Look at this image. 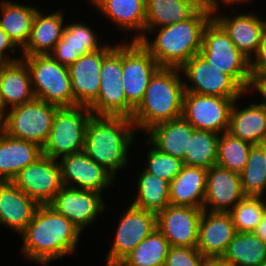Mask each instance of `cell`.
<instances>
[{
	"instance_id": "obj_1",
	"label": "cell",
	"mask_w": 266,
	"mask_h": 266,
	"mask_svg": "<svg viewBox=\"0 0 266 266\" xmlns=\"http://www.w3.org/2000/svg\"><path fill=\"white\" fill-rule=\"evenodd\" d=\"M80 230L48 205H39L31 222L19 235L25 260L41 266L62 259L77 250Z\"/></svg>"
},
{
	"instance_id": "obj_2",
	"label": "cell",
	"mask_w": 266,
	"mask_h": 266,
	"mask_svg": "<svg viewBox=\"0 0 266 266\" xmlns=\"http://www.w3.org/2000/svg\"><path fill=\"white\" fill-rule=\"evenodd\" d=\"M136 137L130 118L91 115L86 127L84 152L117 178L118 170L124 171L131 163L128 152Z\"/></svg>"
},
{
	"instance_id": "obj_3",
	"label": "cell",
	"mask_w": 266,
	"mask_h": 266,
	"mask_svg": "<svg viewBox=\"0 0 266 266\" xmlns=\"http://www.w3.org/2000/svg\"><path fill=\"white\" fill-rule=\"evenodd\" d=\"M211 19L212 14L200 8L185 21L152 29L140 43L160 67L181 68L199 54L204 28Z\"/></svg>"
},
{
	"instance_id": "obj_4",
	"label": "cell",
	"mask_w": 266,
	"mask_h": 266,
	"mask_svg": "<svg viewBox=\"0 0 266 266\" xmlns=\"http://www.w3.org/2000/svg\"><path fill=\"white\" fill-rule=\"evenodd\" d=\"M181 76L180 68L161 67L151 78L131 117L138 134V131L145 134L156 124L182 117L185 87Z\"/></svg>"
},
{
	"instance_id": "obj_5",
	"label": "cell",
	"mask_w": 266,
	"mask_h": 266,
	"mask_svg": "<svg viewBox=\"0 0 266 266\" xmlns=\"http://www.w3.org/2000/svg\"><path fill=\"white\" fill-rule=\"evenodd\" d=\"M199 54L210 66L229 75L245 92L253 87L250 60L231 41L224 29L212 18L205 26Z\"/></svg>"
},
{
	"instance_id": "obj_6",
	"label": "cell",
	"mask_w": 266,
	"mask_h": 266,
	"mask_svg": "<svg viewBox=\"0 0 266 266\" xmlns=\"http://www.w3.org/2000/svg\"><path fill=\"white\" fill-rule=\"evenodd\" d=\"M27 65L36 99L58 107H74L68 66L60 64L50 54L22 56Z\"/></svg>"
},
{
	"instance_id": "obj_7",
	"label": "cell",
	"mask_w": 266,
	"mask_h": 266,
	"mask_svg": "<svg viewBox=\"0 0 266 266\" xmlns=\"http://www.w3.org/2000/svg\"><path fill=\"white\" fill-rule=\"evenodd\" d=\"M92 112L87 106L61 107L56 111L42 155L53 160L84 151L86 127Z\"/></svg>"
},
{
	"instance_id": "obj_8",
	"label": "cell",
	"mask_w": 266,
	"mask_h": 266,
	"mask_svg": "<svg viewBox=\"0 0 266 266\" xmlns=\"http://www.w3.org/2000/svg\"><path fill=\"white\" fill-rule=\"evenodd\" d=\"M123 39L122 85L126 94V117L131 119L134 109L144 97L151 78L161 67L139 41Z\"/></svg>"
},
{
	"instance_id": "obj_9",
	"label": "cell",
	"mask_w": 266,
	"mask_h": 266,
	"mask_svg": "<svg viewBox=\"0 0 266 266\" xmlns=\"http://www.w3.org/2000/svg\"><path fill=\"white\" fill-rule=\"evenodd\" d=\"M59 108L36 98L10 108L4 117V132L13 138L32 141L42 147L48 139Z\"/></svg>"
},
{
	"instance_id": "obj_10",
	"label": "cell",
	"mask_w": 266,
	"mask_h": 266,
	"mask_svg": "<svg viewBox=\"0 0 266 266\" xmlns=\"http://www.w3.org/2000/svg\"><path fill=\"white\" fill-rule=\"evenodd\" d=\"M119 42L103 58L99 93L88 107L92 115L126 117V94L122 85V41Z\"/></svg>"
},
{
	"instance_id": "obj_11",
	"label": "cell",
	"mask_w": 266,
	"mask_h": 266,
	"mask_svg": "<svg viewBox=\"0 0 266 266\" xmlns=\"http://www.w3.org/2000/svg\"><path fill=\"white\" fill-rule=\"evenodd\" d=\"M128 205L118 219L114 241L105 255V265L121 263L156 228V213Z\"/></svg>"
},
{
	"instance_id": "obj_12",
	"label": "cell",
	"mask_w": 266,
	"mask_h": 266,
	"mask_svg": "<svg viewBox=\"0 0 266 266\" xmlns=\"http://www.w3.org/2000/svg\"><path fill=\"white\" fill-rule=\"evenodd\" d=\"M236 99L186 92L182 117L196 130L222 134L228 131L230 113Z\"/></svg>"
},
{
	"instance_id": "obj_13",
	"label": "cell",
	"mask_w": 266,
	"mask_h": 266,
	"mask_svg": "<svg viewBox=\"0 0 266 266\" xmlns=\"http://www.w3.org/2000/svg\"><path fill=\"white\" fill-rule=\"evenodd\" d=\"M186 92L225 98H240L245 91L227 74L210 66L196 54L181 68Z\"/></svg>"
},
{
	"instance_id": "obj_14",
	"label": "cell",
	"mask_w": 266,
	"mask_h": 266,
	"mask_svg": "<svg viewBox=\"0 0 266 266\" xmlns=\"http://www.w3.org/2000/svg\"><path fill=\"white\" fill-rule=\"evenodd\" d=\"M105 203L101 193L63 186L48 206L65 216L83 233L106 210Z\"/></svg>"
},
{
	"instance_id": "obj_15",
	"label": "cell",
	"mask_w": 266,
	"mask_h": 266,
	"mask_svg": "<svg viewBox=\"0 0 266 266\" xmlns=\"http://www.w3.org/2000/svg\"><path fill=\"white\" fill-rule=\"evenodd\" d=\"M12 182L38 205H48L63 187L58 160L46 156L26 166Z\"/></svg>"
},
{
	"instance_id": "obj_16",
	"label": "cell",
	"mask_w": 266,
	"mask_h": 266,
	"mask_svg": "<svg viewBox=\"0 0 266 266\" xmlns=\"http://www.w3.org/2000/svg\"><path fill=\"white\" fill-rule=\"evenodd\" d=\"M63 186L104 193L117 180L104 167L93 161L84 151L58 160Z\"/></svg>"
},
{
	"instance_id": "obj_17",
	"label": "cell",
	"mask_w": 266,
	"mask_h": 266,
	"mask_svg": "<svg viewBox=\"0 0 266 266\" xmlns=\"http://www.w3.org/2000/svg\"><path fill=\"white\" fill-rule=\"evenodd\" d=\"M230 11L232 13L228 12L227 15L217 12L212 18L224 29L237 49L251 61L261 43L266 19L254 10L239 13V10L233 8Z\"/></svg>"
},
{
	"instance_id": "obj_18",
	"label": "cell",
	"mask_w": 266,
	"mask_h": 266,
	"mask_svg": "<svg viewBox=\"0 0 266 266\" xmlns=\"http://www.w3.org/2000/svg\"><path fill=\"white\" fill-rule=\"evenodd\" d=\"M203 209L168 205L156 214V228L170 246L197 247L199 222Z\"/></svg>"
},
{
	"instance_id": "obj_19",
	"label": "cell",
	"mask_w": 266,
	"mask_h": 266,
	"mask_svg": "<svg viewBox=\"0 0 266 266\" xmlns=\"http://www.w3.org/2000/svg\"><path fill=\"white\" fill-rule=\"evenodd\" d=\"M107 43L102 49L79 57L68 66L74 106L89 107L96 99L100 87V70L103 58L115 47Z\"/></svg>"
},
{
	"instance_id": "obj_20",
	"label": "cell",
	"mask_w": 266,
	"mask_h": 266,
	"mask_svg": "<svg viewBox=\"0 0 266 266\" xmlns=\"http://www.w3.org/2000/svg\"><path fill=\"white\" fill-rule=\"evenodd\" d=\"M245 196L240 174L218 165L208 169L203 210L229 212Z\"/></svg>"
},
{
	"instance_id": "obj_21",
	"label": "cell",
	"mask_w": 266,
	"mask_h": 266,
	"mask_svg": "<svg viewBox=\"0 0 266 266\" xmlns=\"http://www.w3.org/2000/svg\"><path fill=\"white\" fill-rule=\"evenodd\" d=\"M91 7L97 9L100 16L113 22L126 34L132 33L130 41H141L144 38L146 22V0H87Z\"/></svg>"
},
{
	"instance_id": "obj_22",
	"label": "cell",
	"mask_w": 266,
	"mask_h": 266,
	"mask_svg": "<svg viewBox=\"0 0 266 266\" xmlns=\"http://www.w3.org/2000/svg\"><path fill=\"white\" fill-rule=\"evenodd\" d=\"M66 23L62 38L50 53L60 64L69 66L79 57L100 50L107 44L99 40L98 32L96 33L88 23L82 21Z\"/></svg>"
},
{
	"instance_id": "obj_23",
	"label": "cell",
	"mask_w": 266,
	"mask_h": 266,
	"mask_svg": "<svg viewBox=\"0 0 266 266\" xmlns=\"http://www.w3.org/2000/svg\"><path fill=\"white\" fill-rule=\"evenodd\" d=\"M236 233L229 212L203 210L196 248L203 256L222 257Z\"/></svg>"
},
{
	"instance_id": "obj_24",
	"label": "cell",
	"mask_w": 266,
	"mask_h": 266,
	"mask_svg": "<svg viewBox=\"0 0 266 266\" xmlns=\"http://www.w3.org/2000/svg\"><path fill=\"white\" fill-rule=\"evenodd\" d=\"M252 91L245 92L236 99L230 113L228 132L251 144L266 143V105L260 100L242 105L239 102L243 96H250ZM238 103V104H237ZM242 107V108H241Z\"/></svg>"
},
{
	"instance_id": "obj_25",
	"label": "cell",
	"mask_w": 266,
	"mask_h": 266,
	"mask_svg": "<svg viewBox=\"0 0 266 266\" xmlns=\"http://www.w3.org/2000/svg\"><path fill=\"white\" fill-rule=\"evenodd\" d=\"M39 205L12 181L0 182V225L20 235Z\"/></svg>"
},
{
	"instance_id": "obj_26",
	"label": "cell",
	"mask_w": 266,
	"mask_h": 266,
	"mask_svg": "<svg viewBox=\"0 0 266 266\" xmlns=\"http://www.w3.org/2000/svg\"><path fill=\"white\" fill-rule=\"evenodd\" d=\"M63 9L42 13L44 9H38L32 23L31 35L21 56L50 54L57 42L62 38L65 29ZM65 23V24H64Z\"/></svg>"
},
{
	"instance_id": "obj_27",
	"label": "cell",
	"mask_w": 266,
	"mask_h": 266,
	"mask_svg": "<svg viewBox=\"0 0 266 266\" xmlns=\"http://www.w3.org/2000/svg\"><path fill=\"white\" fill-rule=\"evenodd\" d=\"M42 147L32 141L0 134V182L13 181L21 170L37 161Z\"/></svg>"
},
{
	"instance_id": "obj_28",
	"label": "cell",
	"mask_w": 266,
	"mask_h": 266,
	"mask_svg": "<svg viewBox=\"0 0 266 266\" xmlns=\"http://www.w3.org/2000/svg\"><path fill=\"white\" fill-rule=\"evenodd\" d=\"M208 169L183 165L170 182V205L203 209Z\"/></svg>"
},
{
	"instance_id": "obj_29",
	"label": "cell",
	"mask_w": 266,
	"mask_h": 266,
	"mask_svg": "<svg viewBox=\"0 0 266 266\" xmlns=\"http://www.w3.org/2000/svg\"><path fill=\"white\" fill-rule=\"evenodd\" d=\"M0 92L7 111L35 99L30 72L22 59L0 64Z\"/></svg>"
},
{
	"instance_id": "obj_30",
	"label": "cell",
	"mask_w": 266,
	"mask_h": 266,
	"mask_svg": "<svg viewBox=\"0 0 266 266\" xmlns=\"http://www.w3.org/2000/svg\"><path fill=\"white\" fill-rule=\"evenodd\" d=\"M196 129L183 117L156 124L145 134L155 148L164 154L184 159L189 140Z\"/></svg>"
},
{
	"instance_id": "obj_31",
	"label": "cell",
	"mask_w": 266,
	"mask_h": 266,
	"mask_svg": "<svg viewBox=\"0 0 266 266\" xmlns=\"http://www.w3.org/2000/svg\"><path fill=\"white\" fill-rule=\"evenodd\" d=\"M0 27L21 52L29 41L34 16L40 7L0 0Z\"/></svg>"
},
{
	"instance_id": "obj_32",
	"label": "cell",
	"mask_w": 266,
	"mask_h": 266,
	"mask_svg": "<svg viewBox=\"0 0 266 266\" xmlns=\"http://www.w3.org/2000/svg\"><path fill=\"white\" fill-rule=\"evenodd\" d=\"M199 9L191 0H146L144 37L152 29L191 18Z\"/></svg>"
},
{
	"instance_id": "obj_33",
	"label": "cell",
	"mask_w": 266,
	"mask_h": 266,
	"mask_svg": "<svg viewBox=\"0 0 266 266\" xmlns=\"http://www.w3.org/2000/svg\"><path fill=\"white\" fill-rule=\"evenodd\" d=\"M222 258L229 266H262L266 264V243L253 232H237Z\"/></svg>"
},
{
	"instance_id": "obj_34",
	"label": "cell",
	"mask_w": 266,
	"mask_h": 266,
	"mask_svg": "<svg viewBox=\"0 0 266 266\" xmlns=\"http://www.w3.org/2000/svg\"><path fill=\"white\" fill-rule=\"evenodd\" d=\"M138 174L135 183L137 185L135 186L136 196H133L134 201L130 204L157 214L170 204V182L148 173L144 168Z\"/></svg>"
},
{
	"instance_id": "obj_35",
	"label": "cell",
	"mask_w": 266,
	"mask_h": 266,
	"mask_svg": "<svg viewBox=\"0 0 266 266\" xmlns=\"http://www.w3.org/2000/svg\"><path fill=\"white\" fill-rule=\"evenodd\" d=\"M170 245L155 228L121 262L124 266H164Z\"/></svg>"
},
{
	"instance_id": "obj_36",
	"label": "cell",
	"mask_w": 266,
	"mask_h": 266,
	"mask_svg": "<svg viewBox=\"0 0 266 266\" xmlns=\"http://www.w3.org/2000/svg\"><path fill=\"white\" fill-rule=\"evenodd\" d=\"M240 178L246 196L266 197V143L252 145Z\"/></svg>"
},
{
	"instance_id": "obj_37",
	"label": "cell",
	"mask_w": 266,
	"mask_h": 266,
	"mask_svg": "<svg viewBox=\"0 0 266 266\" xmlns=\"http://www.w3.org/2000/svg\"><path fill=\"white\" fill-rule=\"evenodd\" d=\"M219 134L195 130L185 151L184 165L209 169L217 163Z\"/></svg>"
},
{
	"instance_id": "obj_38",
	"label": "cell",
	"mask_w": 266,
	"mask_h": 266,
	"mask_svg": "<svg viewBox=\"0 0 266 266\" xmlns=\"http://www.w3.org/2000/svg\"><path fill=\"white\" fill-rule=\"evenodd\" d=\"M252 145L228 131L223 132L219 135L216 165L240 174L247 164Z\"/></svg>"
},
{
	"instance_id": "obj_39",
	"label": "cell",
	"mask_w": 266,
	"mask_h": 266,
	"mask_svg": "<svg viewBox=\"0 0 266 266\" xmlns=\"http://www.w3.org/2000/svg\"><path fill=\"white\" fill-rule=\"evenodd\" d=\"M229 213L236 232H254L266 213V197L245 196Z\"/></svg>"
},
{
	"instance_id": "obj_40",
	"label": "cell",
	"mask_w": 266,
	"mask_h": 266,
	"mask_svg": "<svg viewBox=\"0 0 266 266\" xmlns=\"http://www.w3.org/2000/svg\"><path fill=\"white\" fill-rule=\"evenodd\" d=\"M148 152H146V166L144 169L161 179L171 182L181 171L183 161L179 158L160 152L147 139L145 141ZM151 148V149H150Z\"/></svg>"
},
{
	"instance_id": "obj_41",
	"label": "cell",
	"mask_w": 266,
	"mask_h": 266,
	"mask_svg": "<svg viewBox=\"0 0 266 266\" xmlns=\"http://www.w3.org/2000/svg\"><path fill=\"white\" fill-rule=\"evenodd\" d=\"M203 258L196 247L170 246L164 266H200Z\"/></svg>"
},
{
	"instance_id": "obj_42",
	"label": "cell",
	"mask_w": 266,
	"mask_h": 266,
	"mask_svg": "<svg viewBox=\"0 0 266 266\" xmlns=\"http://www.w3.org/2000/svg\"><path fill=\"white\" fill-rule=\"evenodd\" d=\"M250 72L253 83L258 78L266 76V29L263 32L258 51L250 61Z\"/></svg>"
},
{
	"instance_id": "obj_43",
	"label": "cell",
	"mask_w": 266,
	"mask_h": 266,
	"mask_svg": "<svg viewBox=\"0 0 266 266\" xmlns=\"http://www.w3.org/2000/svg\"><path fill=\"white\" fill-rule=\"evenodd\" d=\"M16 52H18V48L10 40L7 33L0 27V64L12 63L20 60L22 56H16Z\"/></svg>"
},
{
	"instance_id": "obj_44",
	"label": "cell",
	"mask_w": 266,
	"mask_h": 266,
	"mask_svg": "<svg viewBox=\"0 0 266 266\" xmlns=\"http://www.w3.org/2000/svg\"><path fill=\"white\" fill-rule=\"evenodd\" d=\"M254 1V0H252ZM244 3V6L245 4H248V3H251V0H209L208 2V11L213 15L217 12H221L222 11V6L223 8L225 6H229L228 9L231 7V9H233L232 7L233 6H238V5H241ZM222 4V6H221ZM221 8V9H220ZM221 10V11H219Z\"/></svg>"
},
{
	"instance_id": "obj_45",
	"label": "cell",
	"mask_w": 266,
	"mask_h": 266,
	"mask_svg": "<svg viewBox=\"0 0 266 266\" xmlns=\"http://www.w3.org/2000/svg\"><path fill=\"white\" fill-rule=\"evenodd\" d=\"M251 91L254 92L253 94H258L261 97L260 100L266 105V77L258 78Z\"/></svg>"
},
{
	"instance_id": "obj_46",
	"label": "cell",
	"mask_w": 266,
	"mask_h": 266,
	"mask_svg": "<svg viewBox=\"0 0 266 266\" xmlns=\"http://www.w3.org/2000/svg\"><path fill=\"white\" fill-rule=\"evenodd\" d=\"M200 266H229L222 257L204 256Z\"/></svg>"
},
{
	"instance_id": "obj_47",
	"label": "cell",
	"mask_w": 266,
	"mask_h": 266,
	"mask_svg": "<svg viewBox=\"0 0 266 266\" xmlns=\"http://www.w3.org/2000/svg\"><path fill=\"white\" fill-rule=\"evenodd\" d=\"M253 233L266 243V213Z\"/></svg>"
},
{
	"instance_id": "obj_48",
	"label": "cell",
	"mask_w": 266,
	"mask_h": 266,
	"mask_svg": "<svg viewBox=\"0 0 266 266\" xmlns=\"http://www.w3.org/2000/svg\"><path fill=\"white\" fill-rule=\"evenodd\" d=\"M191 1H193L200 8L208 10V2H209V0H191Z\"/></svg>"
},
{
	"instance_id": "obj_49",
	"label": "cell",
	"mask_w": 266,
	"mask_h": 266,
	"mask_svg": "<svg viewBox=\"0 0 266 266\" xmlns=\"http://www.w3.org/2000/svg\"><path fill=\"white\" fill-rule=\"evenodd\" d=\"M7 110L4 108V103L2 101L1 92H0V115L4 118Z\"/></svg>"
},
{
	"instance_id": "obj_50",
	"label": "cell",
	"mask_w": 266,
	"mask_h": 266,
	"mask_svg": "<svg viewBox=\"0 0 266 266\" xmlns=\"http://www.w3.org/2000/svg\"><path fill=\"white\" fill-rule=\"evenodd\" d=\"M4 132V118L0 115V134Z\"/></svg>"
}]
</instances>
